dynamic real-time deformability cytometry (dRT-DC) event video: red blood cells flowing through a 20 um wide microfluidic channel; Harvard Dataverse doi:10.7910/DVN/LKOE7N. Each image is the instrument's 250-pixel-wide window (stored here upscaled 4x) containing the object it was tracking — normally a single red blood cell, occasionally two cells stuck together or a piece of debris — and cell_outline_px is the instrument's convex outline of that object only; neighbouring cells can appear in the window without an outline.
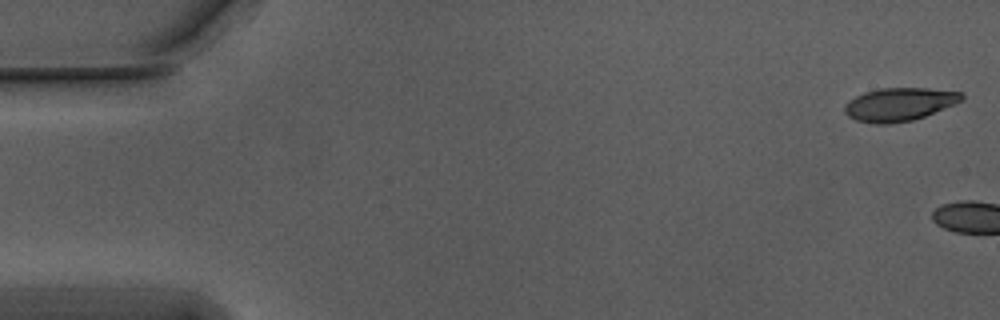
{"species": "Egyptian fruit bat (a non-hibernating species)", "species_latin": "Rousettus aegyptiacus", "temperature_condition": "warm", "stored_images_in_passage": 4, "camera_frame_rate_fps": 3000, "um_per_image_px": 0.085, "animal": {"sex": "male"}, "frame": {"image": 1, "passage_image": 1, "time_ms": 0.0, "image_size_px": [1000, 320], "cell_outline_px": [[964, 96], [960, 100], [952, 104], [924, 116], [912, 120], [888, 124], [876, 124], [856, 120], [848, 116], [844, 112], [844, 108], [856, 96], [864, 92], [880, 88], [928, 88], [960, 92]], "centroid_in_image_um": [76.4, 8.87], "position_along_channel_um": 8.6, "area_um2": 22.14}}